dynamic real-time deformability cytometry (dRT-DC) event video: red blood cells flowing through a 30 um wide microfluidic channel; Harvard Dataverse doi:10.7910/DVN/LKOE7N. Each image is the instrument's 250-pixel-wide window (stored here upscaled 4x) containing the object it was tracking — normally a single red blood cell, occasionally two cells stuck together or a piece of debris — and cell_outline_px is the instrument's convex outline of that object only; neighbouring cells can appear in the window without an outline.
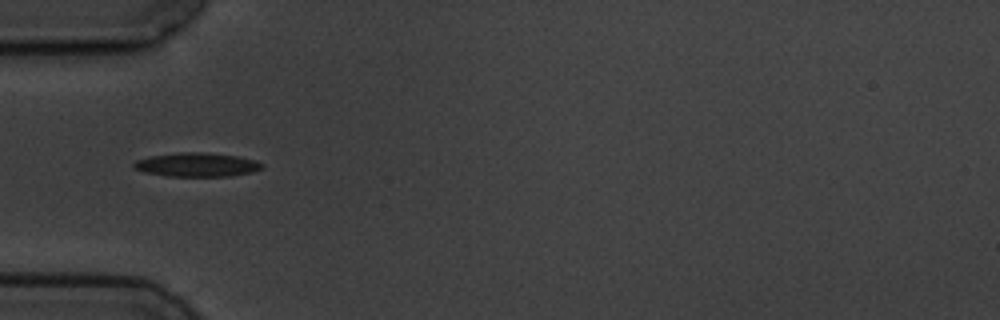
{"species": "common noctule bat (a hibernating species)", "species_latin": "Nyctalus noctula", "temperature_condition": "cold", "stored_images_in_passage": 5, "camera_frame_rate_fps": 3000, "um_per_image_px": 0.085, "animal": {"sex": "male", "body_mass_g": 19.5, "forearm_length_mm": 54.6}, "frame": {"image": 1, "passage_image": 4, "time_ms": 3.667, "image_size_px": [1000, 320], "cell_outline_px": [[264, 168], [252, 172], [232, 176], [168, 176], [144, 172], [132, 168], [132, 164], [136, 160], [148, 156], [180, 152], [200, 152], [236, 156], [256, 160], [264, 164]], "centroid_in_image_um": [16.72, 14.0], "position_along_channel_um": 68.3, "area_um2": 17.98}}
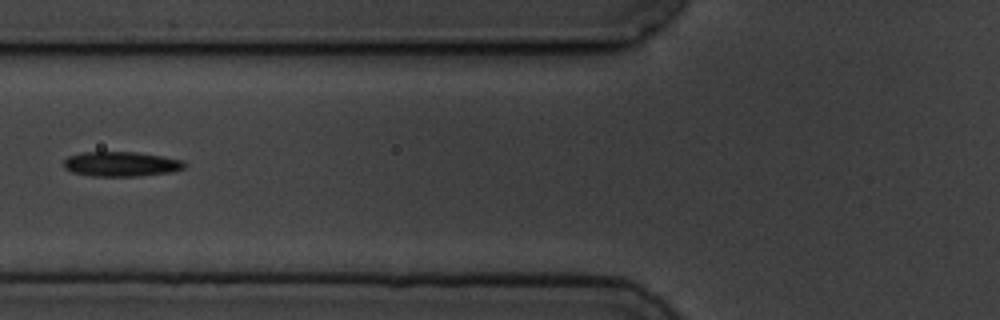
{"frame": {"image": 2, "passage_image": 5, "time_ms": 5.0, "image_size_px": [1000, 320], "cell_outline_px": [[184, 168], [172, 172], [140, 176], [92, 176], [72, 172], [64, 168], [64, 160], [68, 156], [84, 152], [136, 152], [160, 156], [180, 160], [184, 164]], "centroid_in_image_um": [10.25, 13.95], "position_along_channel_um": 115.5, "area_um2": 17.28}}